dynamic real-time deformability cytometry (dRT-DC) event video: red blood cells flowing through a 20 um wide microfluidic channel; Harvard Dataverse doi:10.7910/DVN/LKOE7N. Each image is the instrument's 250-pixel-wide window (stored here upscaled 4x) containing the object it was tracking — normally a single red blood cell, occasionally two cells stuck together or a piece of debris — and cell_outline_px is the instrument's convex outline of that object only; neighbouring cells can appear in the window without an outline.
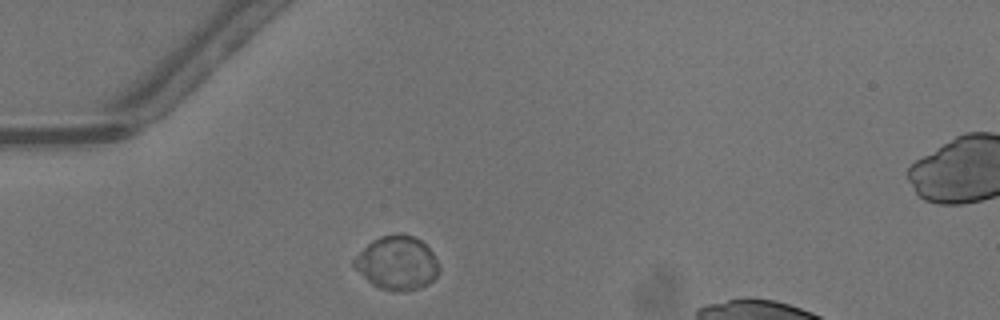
{"species": "common noctule bat (a hibernating species)", "species_latin": "Nyctalus noctula", "temperature_condition": "warm", "stored_images_in_passage": 29, "camera_frame_rate_fps": 3000, "um_per_image_px": 0.085, "animal": {"sex": "male", "body_mass_g": 13.3}, "frame": {"image": 1, "passage_image": 4, "time_ms": 1.0, "image_size_px": [1000, 320], "cell_outline_px": [[440, 268], [436, 276], [428, 284], [420, 288], [380, 288], [372, 284], [352, 264], [352, 260], [372, 240], [380, 236], [412, 236], [420, 240], [432, 252]], "centroid_in_image_um": [33.75, 22.33], "position_along_channel_um": 51.3, "area_um2": 25.37}}
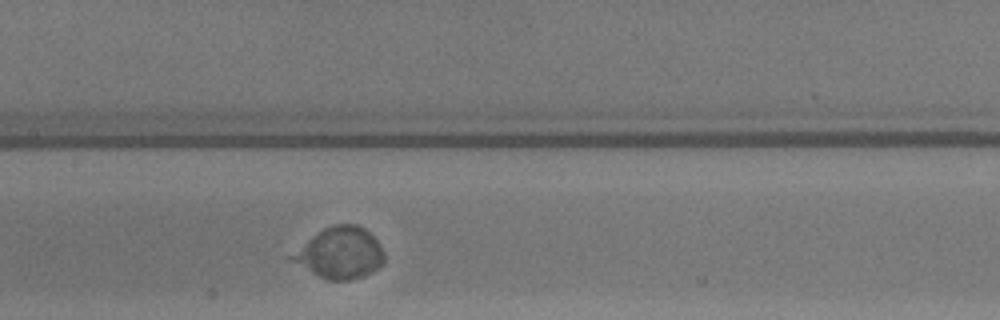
{"frame": {"image": 2, "passage_image": 14, "time_ms": 4.333, "image_size_px": [1000, 320], "cell_outline_px": [[384, 264], [364, 276], [348, 280], [328, 280], [288, 260], [288, 256], [312, 236], [324, 228], [336, 224], [356, 224], [364, 228], [376, 240], [384, 252]], "centroid_in_image_um": [28.89, 21.5], "position_along_channel_um": 178.5, "area_um2": 27.34}}
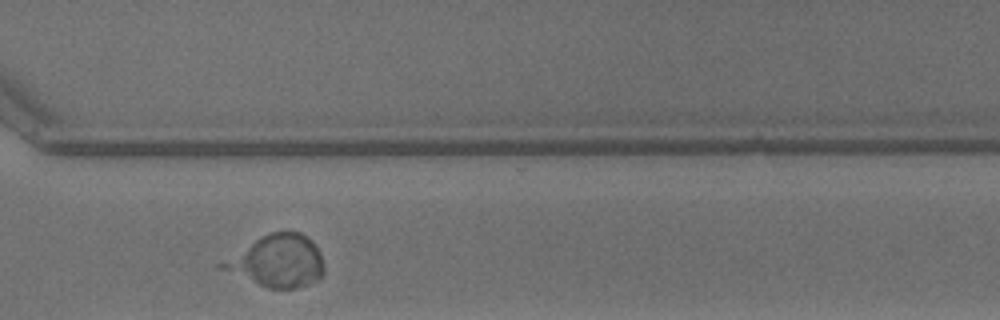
{"frame": {"image": 3, "passage_image": 26, "time_ms": 8.333, "image_size_px": [1000, 320], "cell_outline_px": [[324, 272], [316, 280], [308, 284], [292, 288], [268, 288], [260, 284], [236, 264], [248, 248], [256, 240], [272, 232], [300, 232], [308, 236], [312, 240], [320, 252], [324, 268]], "centroid_in_image_um": [24.05, 22.14], "position_along_channel_um": 346.5, "area_um2": 26.65}}